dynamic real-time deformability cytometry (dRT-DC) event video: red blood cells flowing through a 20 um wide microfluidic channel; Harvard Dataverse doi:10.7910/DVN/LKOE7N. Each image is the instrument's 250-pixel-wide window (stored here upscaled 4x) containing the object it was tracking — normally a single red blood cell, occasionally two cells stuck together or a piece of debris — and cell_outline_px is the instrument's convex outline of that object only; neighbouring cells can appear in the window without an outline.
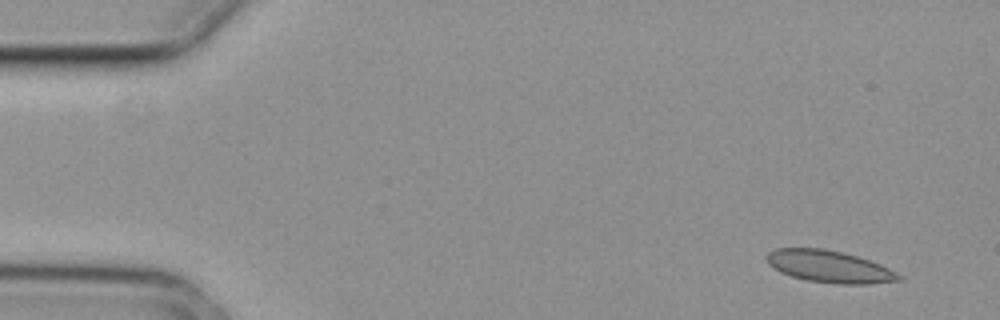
{"species": "common noctule bat (a hibernating species)", "species_latin": "Nyctalus noctula", "temperature_condition": "cold", "stored_images_in_passage": 4, "camera_frame_rate_fps": 3000, "um_per_image_px": 0.085, "animal": {"sex": "female", "body_mass_g": 29.2, "forearm_length_mm": 56.3}, "frame": {"image": 1, "passage_image": 1, "time_ms": 0.0, "image_size_px": [1000, 320], "cell_outline_px": [[904, 280], [872, 284], [840, 284], [804, 280], [780, 272], [772, 268], [764, 260], [764, 256], [768, 252], [776, 248], [824, 248], [856, 256], [880, 264], [904, 276]], "centroid_in_image_um": [70.47, 22.66], "position_along_channel_um": 14.5, "area_um2": 24.97}}